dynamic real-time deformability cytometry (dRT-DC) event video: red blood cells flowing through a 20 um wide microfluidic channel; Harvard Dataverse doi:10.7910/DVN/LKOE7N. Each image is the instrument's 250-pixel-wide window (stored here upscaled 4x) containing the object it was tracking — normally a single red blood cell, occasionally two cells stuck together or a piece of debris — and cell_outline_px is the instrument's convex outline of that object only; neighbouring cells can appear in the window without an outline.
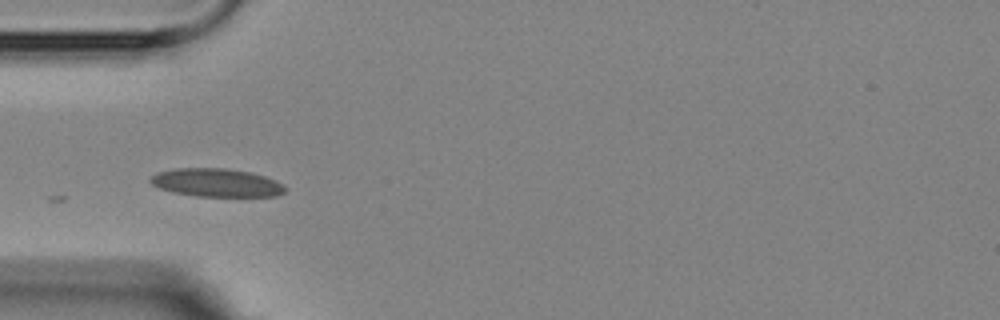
{"species": "Egyptian fruit bat (a non-hibernating species)", "species_latin": "Rousettus aegyptiacus", "temperature_condition": "room temperature", "stored_images_in_passage": 7, "camera_frame_rate_fps": 3000, "um_per_image_px": 0.085, "animal": {"sex": "female"}, "frame": {"image": 1, "passage_image": 4, "time_ms": 3.333, "image_size_px": [1000, 320], "cell_outline_px": [[288, 188], [284, 192], [276, 196], [196, 196], [172, 192], [160, 188], [152, 184], [148, 180], [156, 172], [172, 168], [228, 168], [252, 172], [276, 180]], "centroid_in_image_um": [18.39, 15.52], "position_along_channel_um": 66.6, "area_um2": 22.37}}
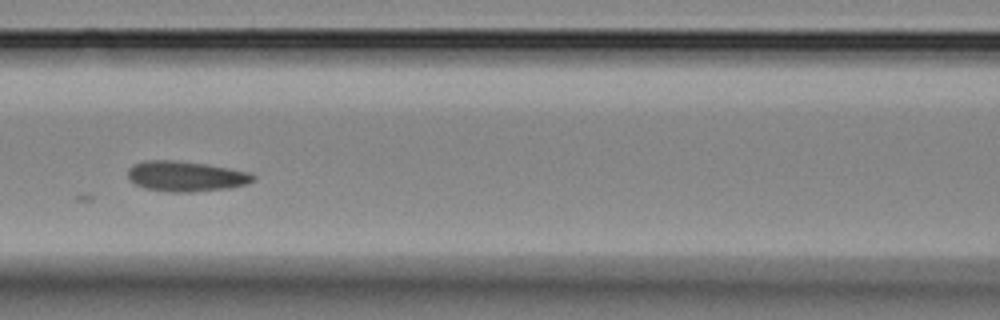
{"frame": {"image": 2, "passage_image": 6, "time_ms": 5.667, "image_size_px": [1000, 320], "cell_outline_px": [[256, 180], [248, 184], [228, 188], [192, 192], [168, 192], [144, 188], [136, 184], [128, 176], [128, 168], [132, 164], [144, 160], [172, 160], [208, 164], [252, 172], [256, 176]], "centroid_in_image_um": [15.84, 14.98], "position_along_channel_um": 150.8, "area_um2": 22.43}}
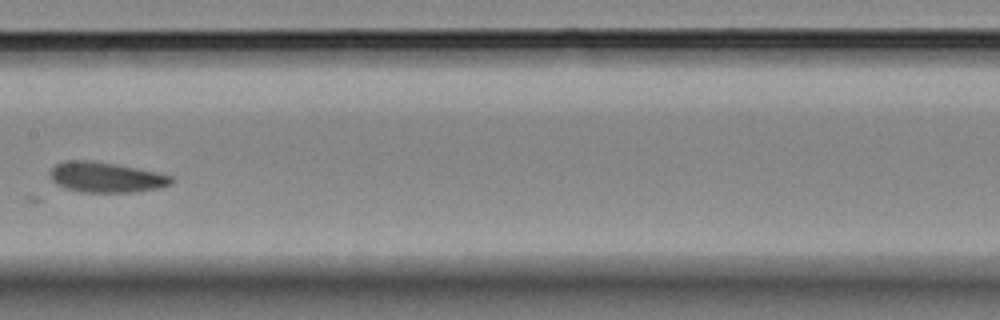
{"frame": {"image": 3, "passage_image": 7, "time_ms": 7.0, "image_size_px": [1000, 320], "cell_outline_px": [[176, 180], [172, 184], [160, 188], [136, 192], [80, 192], [64, 188], [56, 184], [52, 180], [48, 172], [56, 164], [64, 160], [92, 160], [116, 164], [156, 172], [172, 176]], "centroid_in_image_um": [9.01, 15.07], "position_along_channel_um": 198.4, "area_um2": 21.73}}